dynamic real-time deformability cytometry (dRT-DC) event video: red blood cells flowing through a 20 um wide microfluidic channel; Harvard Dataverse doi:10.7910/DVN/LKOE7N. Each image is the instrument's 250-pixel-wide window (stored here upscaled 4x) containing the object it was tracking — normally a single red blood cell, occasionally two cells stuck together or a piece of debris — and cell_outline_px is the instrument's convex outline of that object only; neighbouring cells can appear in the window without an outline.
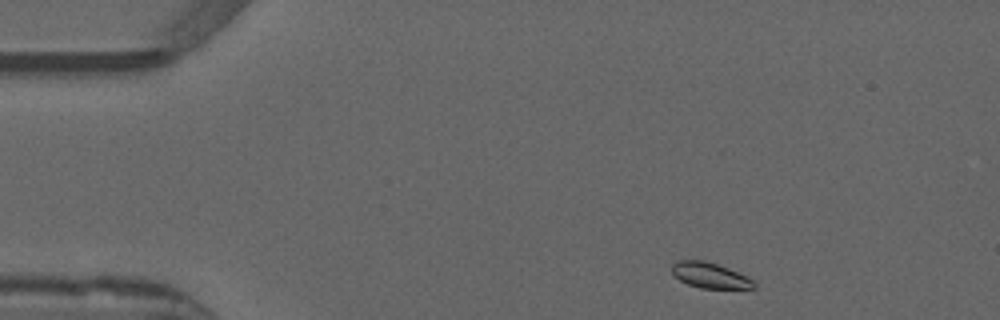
{"species": "common noctule bat (a hibernating species)", "species_latin": "Nyctalus noctula", "temperature_condition": "warm", "stored_images_in_passage": 46, "camera_frame_rate_fps": 3000, "um_per_image_px": 0.085, "animal": {"sex": "male", "forearm_length_mm": 52.5}, "frame": {"image": 1, "passage_image": 1, "time_ms": 0.0, "image_size_px": [1000, 320], "cell_outline_px": [[756, 288], [700, 288], [688, 284], [680, 280], [672, 272], [672, 264], [676, 260], [704, 260], [728, 268], [748, 276], [756, 284]], "centroid_in_image_um": [60.35, 23.4], "position_along_channel_um": 24.6, "area_um2": 12.14}}
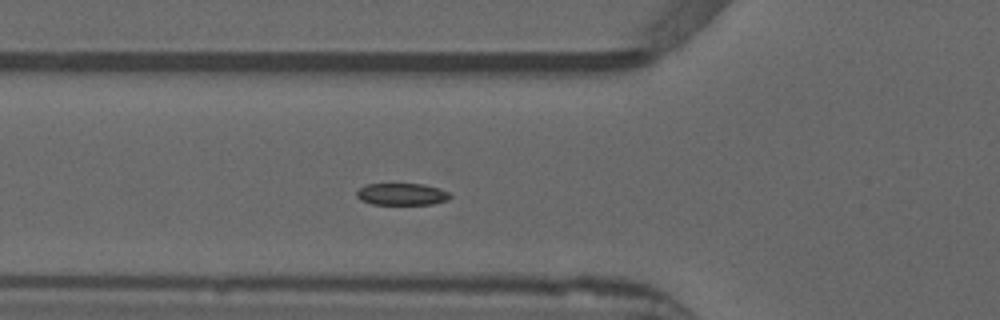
{"frame": {"image": 2, "passage_image": 12, "time_ms": 3.667, "image_size_px": [1000, 320], "cell_outline_px": [[452, 196], [448, 200], [432, 204], [372, 204], [360, 200], [356, 196], [356, 192], [360, 188], [368, 184], [424, 184], [440, 188], [448, 192]], "centroid_in_image_um": [34.17, 16.51], "position_along_channel_um": 91.6, "area_um2": 11.96}}
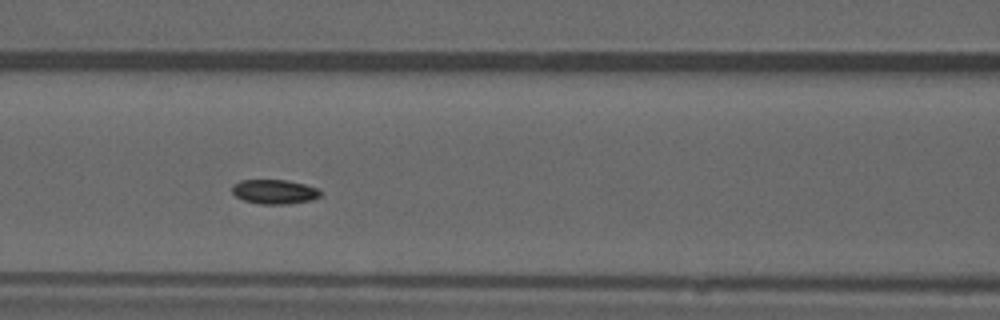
{"frame": {"image": 3, "passage_image": 16, "time_ms": 5.0, "image_size_px": [1000, 320], "cell_outline_px": [[324, 192], [320, 196], [312, 200], [284, 204], [260, 204], [244, 200], [236, 196], [232, 192], [232, 184], [240, 180], [284, 180], [304, 184], [316, 188]], "centroid_in_image_um": [23.32, 16.29], "position_along_channel_um": 143.3, "area_um2": 12.54}, "authors_computed_cell_mechanics": {"area_um2": 12.6004, "velocity_mm_per_s": 3.8417, "shape_relaxation_time_tau1_ms": 10.4809, "shape_relaxation_time_tau2_ms": null, "deformation_change_tau1": 0.1482, "deformation_change_tau2": null}}